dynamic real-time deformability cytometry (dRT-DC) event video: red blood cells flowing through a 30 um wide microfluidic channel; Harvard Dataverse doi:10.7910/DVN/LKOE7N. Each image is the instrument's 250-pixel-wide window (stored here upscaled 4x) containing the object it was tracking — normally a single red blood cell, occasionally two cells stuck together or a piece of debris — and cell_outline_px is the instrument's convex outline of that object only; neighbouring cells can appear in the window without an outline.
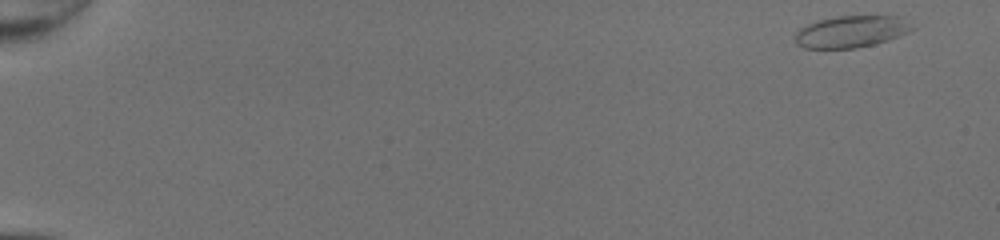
{"species": "common noctule bat (a hibernating species)", "species_latin": "Nyctalus noctula", "temperature_condition": "room temperature", "stored_images_in_passage": 48, "camera_frame_rate_fps": 3000, "um_per_image_px": 0.085, "animal": {"sex": "female", "body_mass_g": 20.0, "forearm_length_mm": 54.0}, "frame": {"image": 1, "passage_image": 1, "time_ms": 0.0, "image_size_px": [1000, 240], "cell_outline_px": [[916, 28], [908, 32], [888, 40], [856, 48], [804, 48], [796, 44], [796, 32], [800, 28], [808, 24], [820, 20], [836, 16], [896, 16]], "centroid_in_image_um": [72.32, 2.69], "position_along_channel_um": 12.7, "area_um2": 21.33}}
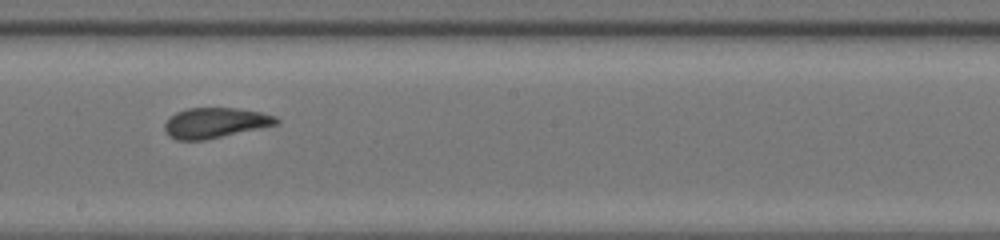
{"frame": {"image": 2, "passage_image": 29, "time_ms": 9.333, "image_size_px": [1000, 240], "cell_outline_px": [[280, 120], [276, 124], [204, 140], [176, 140], [168, 136], [164, 132], [164, 124], [176, 112], [188, 108], [236, 108], [260, 112], [276, 116]], "centroid_in_image_um": [18.24, 10.44], "position_along_channel_um": 230.0, "area_um2": 19.48}}
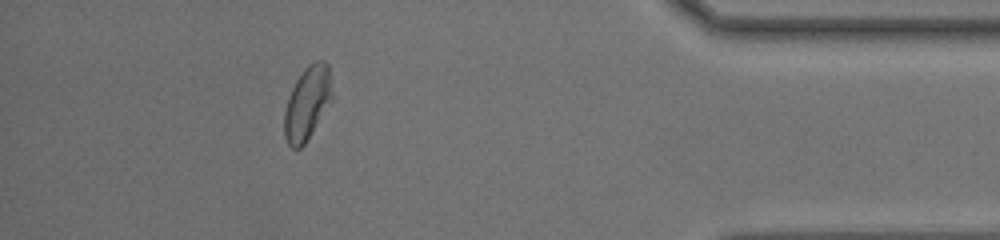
{"frame": {"image": 3, "passage_image": 44, "time_ms": 14.333, "image_size_px": [1000, 240], "cell_outline_px": [[332, 100], [304, 144], [300, 148], [292, 148], [288, 144], [284, 136], [284, 112], [292, 88], [296, 80], [304, 68], [308, 64], [316, 60], [324, 60], [328, 64], [332, 96]], "centroid_in_image_um": [26.11, 8.75], "position_along_channel_um": 409.1, "area_um2": 20.17}, "authors_computed_cell_mechanics": {"area_um2": 20.9236, "velocity_mm_per_s": 4.3213, "shape_relaxation_time_tau1_ms": 3.6973, "shape_relaxation_time_tau2_ms": 1.0601, "deformation_change_tau1": 0.1146, "deformation_change_tau2": 0.0783}}